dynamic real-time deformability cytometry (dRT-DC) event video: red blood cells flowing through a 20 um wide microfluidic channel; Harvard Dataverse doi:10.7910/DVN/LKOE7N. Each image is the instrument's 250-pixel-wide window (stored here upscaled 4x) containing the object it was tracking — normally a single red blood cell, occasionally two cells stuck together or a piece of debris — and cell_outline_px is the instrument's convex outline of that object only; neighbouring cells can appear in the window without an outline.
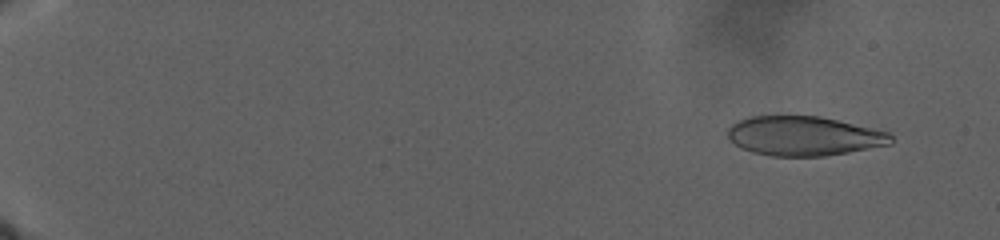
{"species": "human", "species_latin": "Homo sapiens", "temperature_condition": "warm", "stored_images_in_passage": 136, "camera_frame_rate_fps": 3000, "um_per_image_px": 0.085, "donor": {"sex": "male"}, "frame": {"image": 1, "passage_image": 19, "time_ms": 3.333, "image_size_px": [1000, 240], "cell_outline_px": [[892, 144], [848, 152], [824, 156], [772, 156], [752, 152], [740, 148], [728, 140], [728, 128], [736, 120], [748, 116], [820, 116], [888, 132], [892, 136]], "centroid_in_image_um": [68.27, 11.56], "position_along_channel_um": 16.7, "area_um2": 37.57}}
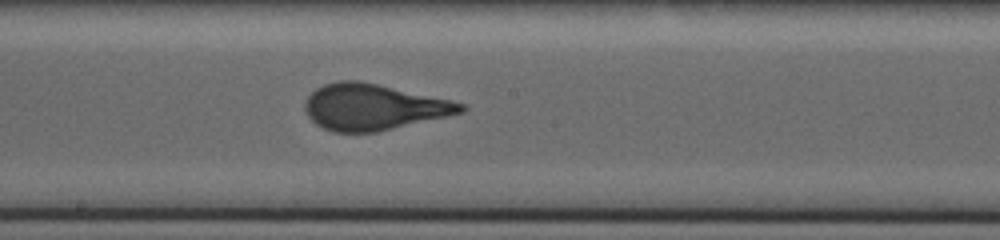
{"frame": {"image": 2, "passage_image": 97, "time_ms": 25.333, "image_size_px": [1000, 240], "cell_outline_px": [[468, 108], [464, 112], [448, 116], [376, 132], [332, 132], [316, 124], [308, 116], [304, 108], [304, 104], [308, 96], [316, 88], [324, 84], [336, 80], [356, 80], [376, 84], [452, 100], [464, 104]], "centroid_in_image_um": [31.73, 9.1], "position_along_channel_um": 216.5, "area_um2": 41.67}}
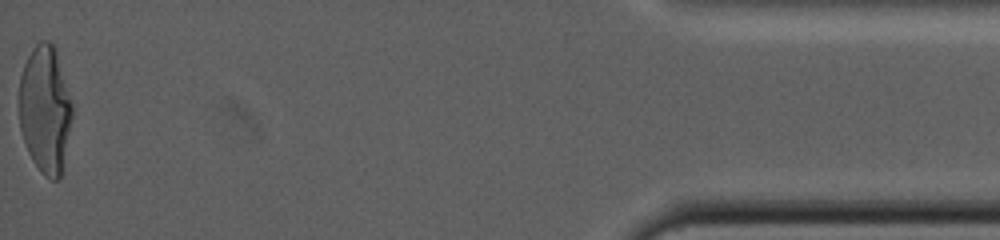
{"frame": {"image": 3, "passage_image": 136, "time_ms": 41.333, "image_size_px": [1000, 240], "cell_outline_px": [[72, 116], [60, 176], [56, 180], [52, 180], [44, 176], [40, 172], [32, 160], [28, 152], [20, 128], [20, 76], [24, 64], [32, 48], [40, 40], [48, 40], [56, 48], [72, 104]], "centroid_in_image_um": [3.83, 9.27], "position_along_channel_um": 431.4, "area_um2": 39.07}}